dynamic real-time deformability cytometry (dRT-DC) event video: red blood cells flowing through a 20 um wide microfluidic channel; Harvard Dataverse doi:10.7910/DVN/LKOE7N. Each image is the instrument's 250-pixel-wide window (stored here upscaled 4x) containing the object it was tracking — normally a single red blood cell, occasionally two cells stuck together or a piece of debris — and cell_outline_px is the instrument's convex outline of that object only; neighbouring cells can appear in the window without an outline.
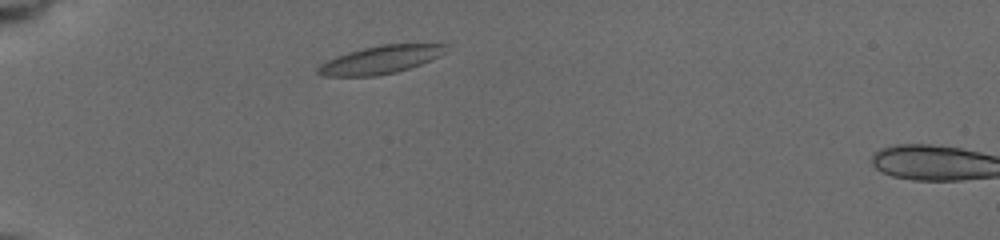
{"species": "common noctule bat (a hibernating species)", "species_latin": "Nyctalus noctula", "temperature_condition": "cold", "stored_images_in_passage": 2, "camera_frame_rate_fps": 3000, "um_per_image_px": 0.085, "animal": {"sex": "female", "body_mass_g": 19.5, "forearm_length_mm": 54.1}, "frame": {"image": 1, "passage_image": 1, "time_ms": 0.0, "image_size_px": [1000, 240], "cell_outline_px": [[448, 44], [444, 52], [440, 56], [420, 64], [396, 72], [376, 76], [320, 76], [316, 72], [316, 68], [320, 64], [336, 56], [348, 52], [380, 44]], "centroid_in_image_um": [32.3, 5.08], "position_along_channel_um": 52.7, "area_um2": 20.75}}